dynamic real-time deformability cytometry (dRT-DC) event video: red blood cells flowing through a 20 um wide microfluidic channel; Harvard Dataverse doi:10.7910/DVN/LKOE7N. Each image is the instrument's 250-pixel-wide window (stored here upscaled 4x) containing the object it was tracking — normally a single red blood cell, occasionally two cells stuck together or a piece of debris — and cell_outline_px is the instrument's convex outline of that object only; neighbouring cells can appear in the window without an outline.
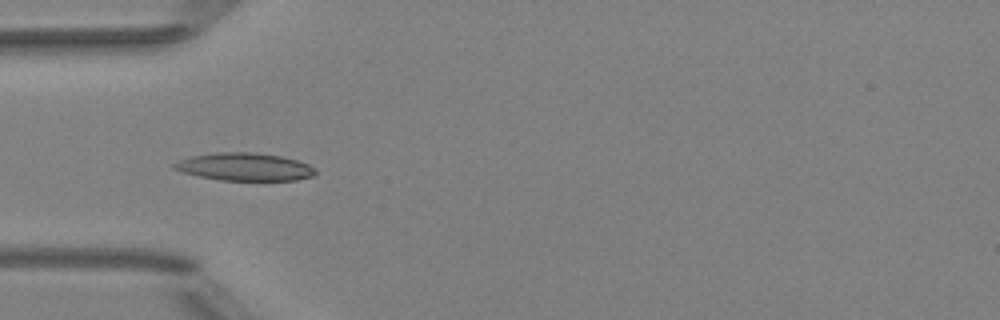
{"species": "Egyptian fruit bat (a non-hibernating species)", "species_latin": "Rousettus aegyptiacus", "temperature_condition": "room temperature", "stored_images_in_passage": 8, "camera_frame_rate_fps": 3000, "um_per_image_px": 0.085, "animal": {"sex": "female"}, "frame": {"image": 1, "passage_image": 5, "time_ms": 1.333, "image_size_px": [1000, 320], "cell_outline_px": [[316, 172], [312, 176], [296, 180], [220, 180], [200, 176], [184, 172], [172, 168], [172, 164], [180, 160], [192, 156], [216, 152], [252, 152], [280, 156], [296, 160], [308, 164], [316, 168]], "centroid_in_image_um": [20.8, 14.18], "position_along_channel_um": 64.2, "area_um2": 22.66}}
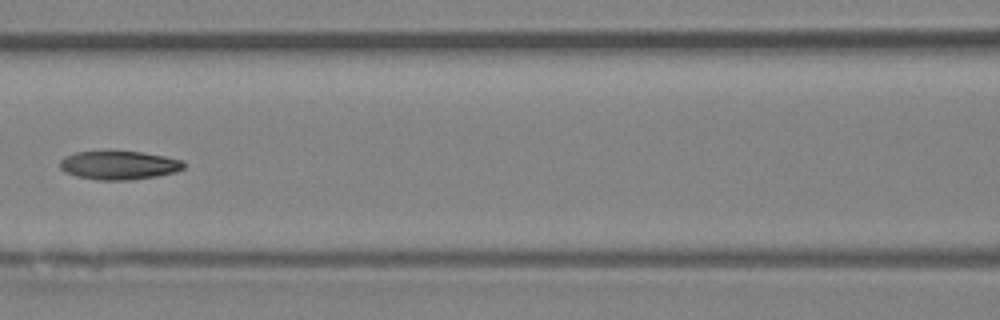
{"frame": {"image": 2, "passage_image": 7, "time_ms": 2.0, "image_size_px": [1000, 320], "cell_outline_px": [[184, 168], [176, 172], [156, 176], [132, 180], [96, 180], [76, 176], [64, 172], [60, 168], [60, 160], [64, 156], [76, 152], [140, 152], [164, 156], [184, 160]], "centroid_in_image_um": [10.11, 14.06], "position_along_channel_um": 156.5, "area_um2": 20.63}}
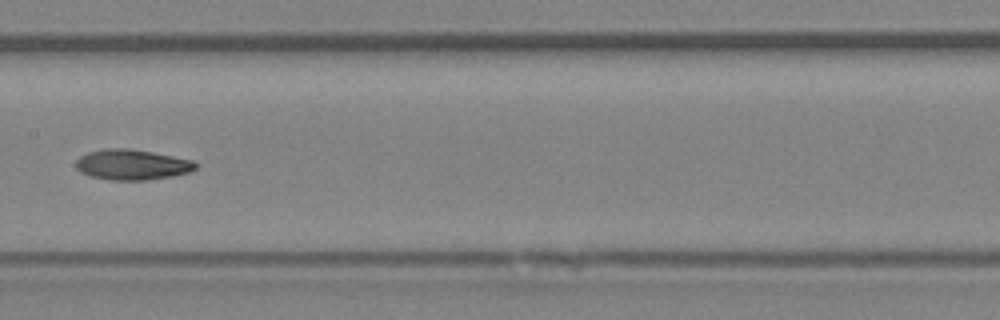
{"frame": {"image": 3, "passage_image": 8, "time_ms": 2.333, "image_size_px": [1000, 320], "cell_outline_px": [[196, 168], [192, 172], [172, 176], [148, 180], [112, 180], [92, 176], [80, 172], [76, 168], [76, 160], [80, 156], [88, 152], [104, 148], [128, 148], [152, 152], [192, 160], [196, 164]], "centroid_in_image_um": [11.22, 13.99], "position_along_channel_um": 196.2, "area_um2": 21.21}}